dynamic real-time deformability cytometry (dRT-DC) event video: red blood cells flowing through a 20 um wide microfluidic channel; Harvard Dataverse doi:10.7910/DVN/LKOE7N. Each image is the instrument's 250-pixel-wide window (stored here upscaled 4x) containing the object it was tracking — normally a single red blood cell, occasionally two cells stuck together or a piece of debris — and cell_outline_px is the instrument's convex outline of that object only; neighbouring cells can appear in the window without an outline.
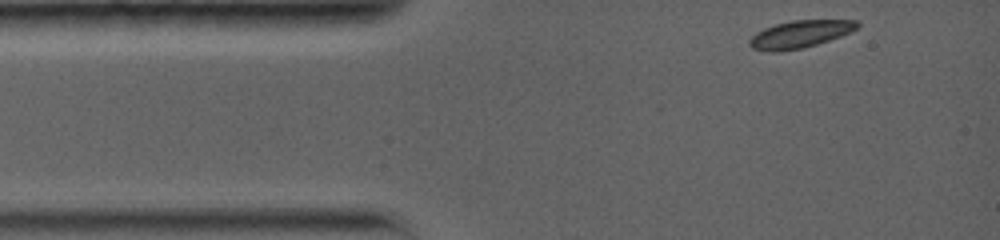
{"species": "common noctule bat (a hibernating species)", "species_latin": "Nyctalus noctula", "temperature_condition": "warm", "stored_images_in_passage": 34, "camera_frame_rate_fps": 5000, "um_per_image_px": 0.085, "animal": {"sex": "female", "body_mass_g": 19.0, "forearm_length_mm": 56.7}, "frame": {"image": 1, "passage_image": 1, "time_ms": 0.0, "image_size_px": [1000, 240], "cell_outline_px": [[860, 24], [856, 28], [840, 36], [804, 48], [776, 52], [768, 52], [752, 48], [748, 44], [748, 40], [756, 32], [764, 28], [776, 24], [792, 20], [856, 20]], "centroid_in_image_um": [67.93, 2.91], "position_along_channel_um": 17.1, "area_um2": 17.11}}
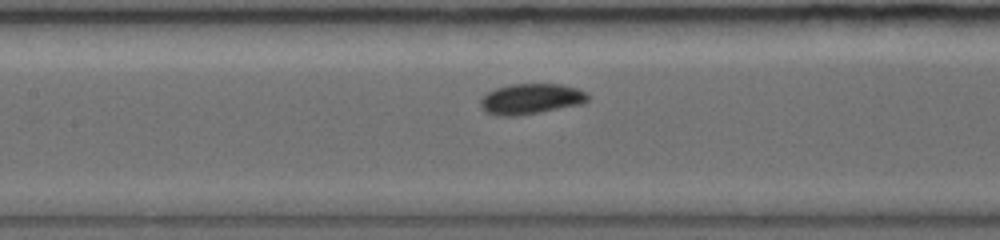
{"frame": {"image": 2, "passage_image": 14, "time_ms": 5.0, "image_size_px": [1000, 240], "cell_outline_px": [[588, 100], [584, 104], [520, 116], [500, 116], [484, 112], [480, 104], [480, 100], [488, 92], [496, 88], [512, 84], [560, 84], [576, 88], [584, 92], [588, 96]], "centroid_in_image_um": [45.12, 8.42], "position_along_channel_um": 162.3, "area_um2": 19.19}}
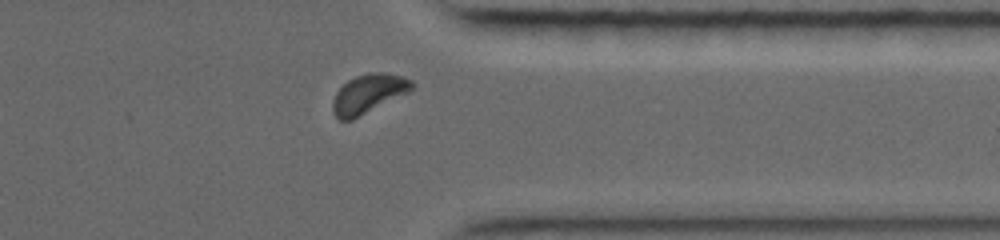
{"frame": {"image": 3, "passage_image": 30, "time_ms": 10.8, "image_size_px": [1000, 240], "cell_outline_px": [[416, 84], [408, 92], [352, 120], [340, 120], [332, 112], [332, 100], [336, 92], [348, 80], [356, 76], [368, 72], [384, 72], [400, 76], [412, 80]], "centroid_in_image_um": [31.3, 7.96], "position_along_channel_um": 380.1, "area_um2": 17.92}, "authors_computed_cell_mechanics": {"area_um2": 17.9469, "velocity_mm_per_s": 3.7892, "shape_relaxation_time_tau1_ms": 1.3487, "shape_relaxation_time_tau2_ms": null, "deformation_change_tau1": 0.0741, "deformation_change_tau2": null}}